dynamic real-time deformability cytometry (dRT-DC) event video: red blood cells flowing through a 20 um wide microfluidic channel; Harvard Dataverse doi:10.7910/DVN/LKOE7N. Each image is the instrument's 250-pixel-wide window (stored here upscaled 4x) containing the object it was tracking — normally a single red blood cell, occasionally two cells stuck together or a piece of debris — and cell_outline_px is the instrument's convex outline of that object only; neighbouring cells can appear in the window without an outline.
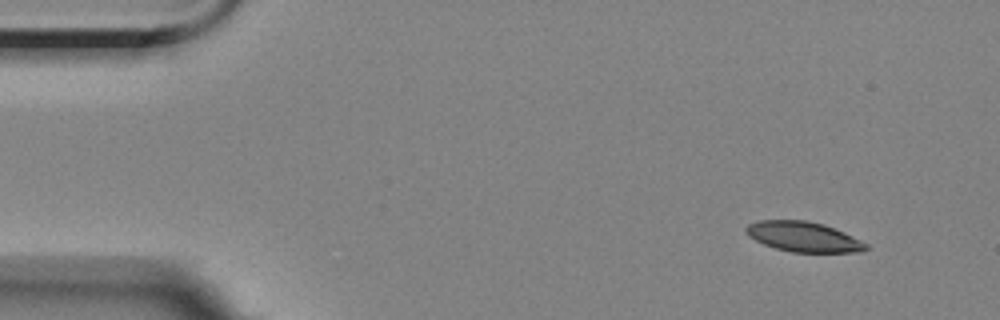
{"species": "Egyptian fruit bat (a non-hibernating species)", "species_latin": "Rousettus aegyptiacus", "temperature_condition": "room temperature", "stored_images_in_passage": 4, "camera_frame_rate_fps": 3000, "um_per_image_px": 0.085, "animal": {"sex": "female"}, "frame": {"image": 1, "passage_image": 1, "time_ms": 0.0, "image_size_px": [1000, 320], "cell_outline_px": [[868, 248], [860, 252], [792, 252], [776, 248], [764, 244], [748, 236], [744, 228], [748, 224], [760, 220], [804, 220], [824, 224], [844, 232], [868, 244]], "centroid_in_image_um": [68.29, 20.12], "position_along_channel_um": 16.7, "area_um2": 20.92}}
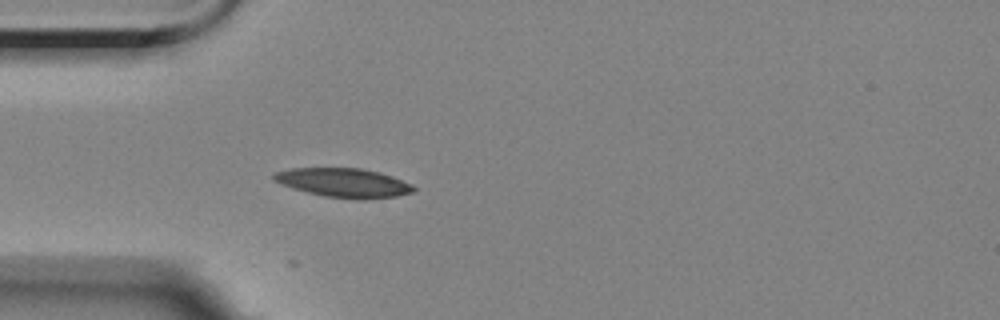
{"frame": {"image": 2, "passage_image": 4, "time_ms": 3.667, "image_size_px": [1000, 320], "cell_outline_px": [[416, 192], [396, 196], [364, 200], [356, 200], [324, 196], [292, 188], [280, 184], [272, 180], [272, 176], [276, 172], [292, 168], [360, 168], [380, 172], [392, 176], [412, 184], [416, 188]], "centroid_in_image_um": [29.24, 15.54], "position_along_channel_um": 55.8, "area_um2": 23.93}}